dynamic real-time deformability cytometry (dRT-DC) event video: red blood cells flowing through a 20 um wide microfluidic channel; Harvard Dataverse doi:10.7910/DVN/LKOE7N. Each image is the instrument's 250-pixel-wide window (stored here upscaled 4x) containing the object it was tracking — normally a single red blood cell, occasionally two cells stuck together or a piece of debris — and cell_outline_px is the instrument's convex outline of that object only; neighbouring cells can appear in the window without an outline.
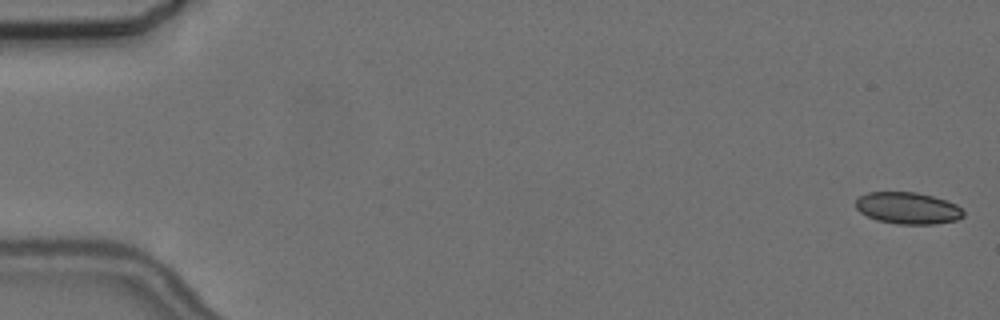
{"species": "common noctule bat (a hibernating species)", "species_latin": "Nyctalus noctula", "temperature_condition": "cold", "stored_images_in_passage": 5, "camera_frame_rate_fps": 3000, "um_per_image_px": 0.085, "animal": {"sex": "female", "body_mass_g": 24.6, "forearm_length_mm": 56.2}, "frame": {"image": 1, "passage_image": 1, "time_ms": 0.0, "image_size_px": [1000, 320], "cell_outline_px": [[964, 216], [956, 220], [936, 224], [896, 224], [876, 220], [860, 212], [856, 208], [856, 200], [860, 196], [868, 192], [916, 192], [932, 196], [956, 204], [964, 212]], "centroid_in_image_um": [77.15, 17.69], "position_along_channel_um": 7.8, "area_um2": 19.88}}
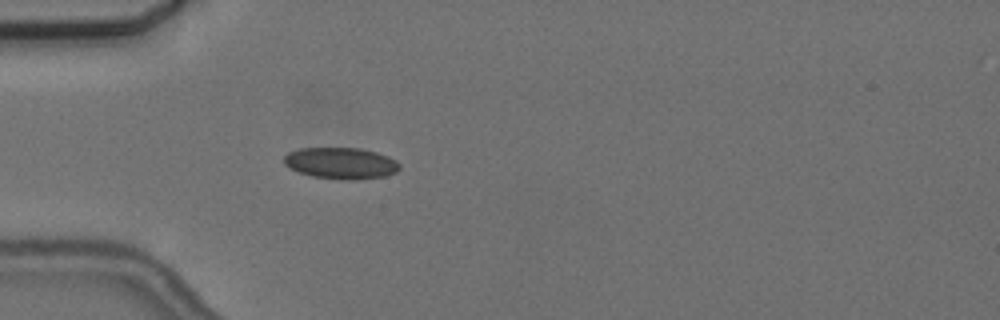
{"frame": {"image": 2, "passage_image": 5, "time_ms": 5.333, "image_size_px": [1000, 320], "cell_outline_px": [[400, 168], [396, 172], [384, 176], [356, 180], [348, 180], [312, 176], [300, 172], [284, 164], [284, 156], [288, 152], [300, 148], [360, 148], [376, 152], [388, 156], [396, 160], [400, 164]], "centroid_in_image_um": [29.0, 13.86], "position_along_channel_um": 56.0, "area_um2": 21.1}}